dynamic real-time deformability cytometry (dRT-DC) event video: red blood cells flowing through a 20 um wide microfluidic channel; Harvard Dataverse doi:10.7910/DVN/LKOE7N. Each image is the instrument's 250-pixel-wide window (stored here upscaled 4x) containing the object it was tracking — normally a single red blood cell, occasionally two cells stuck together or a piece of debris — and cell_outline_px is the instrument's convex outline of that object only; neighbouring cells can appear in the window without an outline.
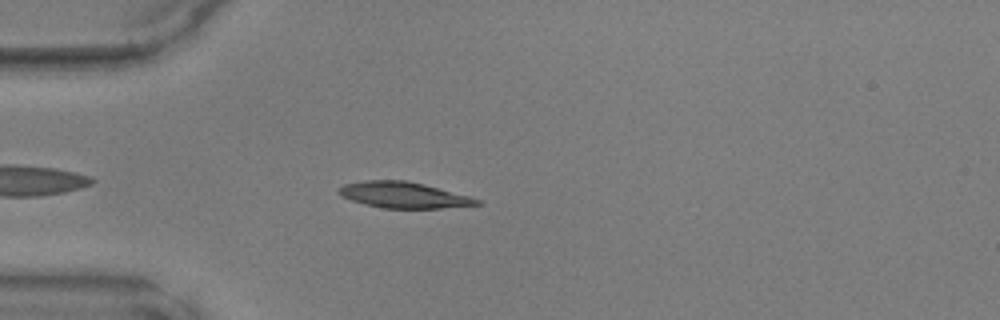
{"species": "common noctule bat (a hibernating species)", "species_latin": "Nyctalus noctula", "temperature_condition": "warm", "stored_images_in_passage": 35, "camera_frame_rate_fps": 3000, "um_per_image_px": 0.085, "animal": {"sex": "male", "body_mass_g": 17.9, "forearm_length_mm": 54.2}, "frame": {"image": 1, "passage_image": 5, "time_ms": 1.333, "image_size_px": [1000, 320], "cell_outline_px": [[484, 204], [440, 208], [384, 208], [364, 204], [340, 196], [336, 192], [344, 184], [364, 180], [408, 180], [424, 184], [468, 196], [480, 200]], "centroid_in_image_um": [34.28, 16.57], "position_along_channel_um": 50.7, "area_um2": 20.87}}
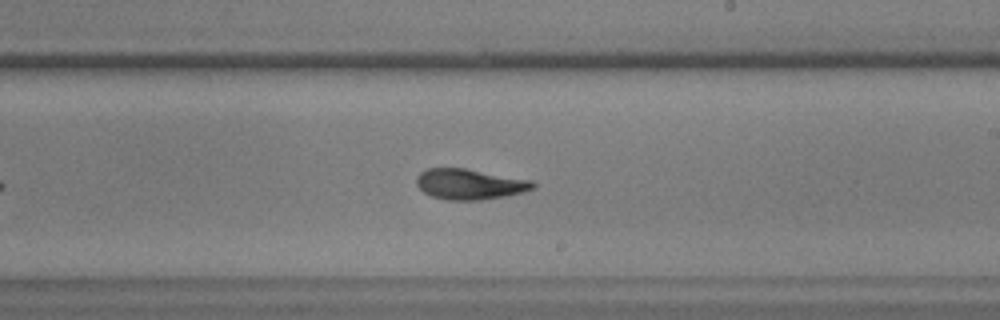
{"frame": {"image": 2, "passage_image": 20, "time_ms": 6.333, "image_size_px": [1000, 320], "cell_outline_px": [[536, 188], [524, 192], [508, 196], [480, 200], [448, 200], [432, 196], [424, 192], [416, 184], [416, 176], [420, 172], [428, 168], [464, 168], [532, 180], [536, 184]], "centroid_in_image_um": [39.95, 15.66], "position_along_channel_um": 249.1, "area_um2": 20.87}}
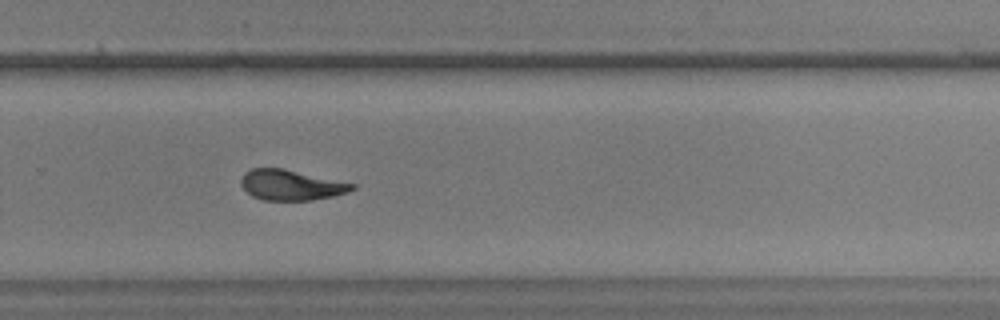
{"frame": {"image": 3, "passage_image": 24, "time_ms": 7.667, "image_size_px": [1000, 320], "cell_outline_px": [[356, 188], [348, 192], [332, 196], [312, 200], [260, 200], [252, 196], [240, 184], [240, 180], [244, 172], [252, 168], [284, 168], [356, 184]], "centroid_in_image_um": [24.73, 15.72], "position_along_channel_um": 305.1, "area_um2": 19.77}}